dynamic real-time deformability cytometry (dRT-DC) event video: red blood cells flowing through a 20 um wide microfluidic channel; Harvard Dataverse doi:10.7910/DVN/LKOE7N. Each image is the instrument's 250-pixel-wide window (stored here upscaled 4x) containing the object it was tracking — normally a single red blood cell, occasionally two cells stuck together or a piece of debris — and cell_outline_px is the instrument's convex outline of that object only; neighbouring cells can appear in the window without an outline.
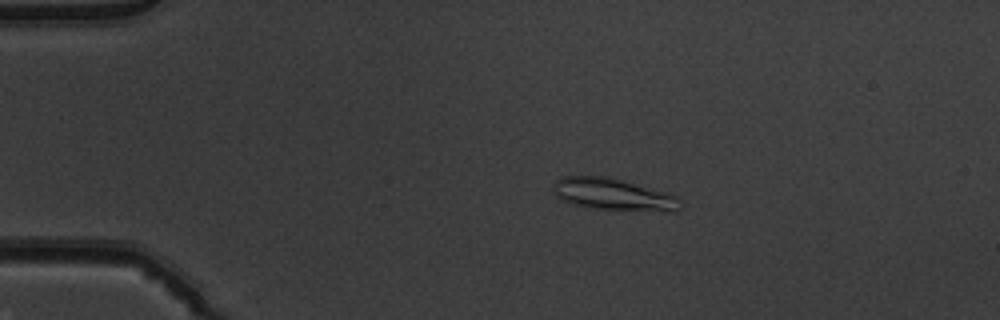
{"species": "common noctule bat (a hibernating species)", "species_latin": "Nyctalus noctula", "temperature_condition": "warm", "stored_images_in_passage": 52, "camera_frame_rate_fps": 3000, "um_per_image_px": 0.085, "animal": {"sex": "male", "body_mass_g": 19.5, "forearm_length_mm": 54.6}, "frame": {"image": 1, "passage_image": 11, "time_ms": 3.333, "image_size_px": [1000, 320], "cell_outline_px": [[684, 204], [676, 212], [668, 212], [584, 208], [568, 204], [560, 200], [556, 196], [552, 188], [556, 180], [564, 176], [608, 176], [668, 192], [676, 196]], "centroid_in_image_um": [52.15, 16.55], "position_along_channel_um": 32.9, "area_um2": 24.39}}
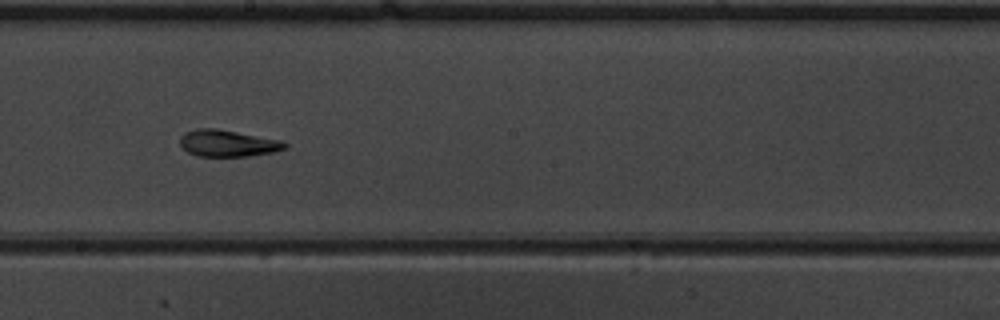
{"frame": {"image": 2, "passage_image": 30, "time_ms": 9.667, "image_size_px": [1000, 320], "cell_outline_px": [[288, 148], [272, 152], [248, 156], [196, 156], [188, 152], [180, 144], [180, 136], [184, 132], [196, 128], [216, 128], [284, 140], [288, 144]], "centroid_in_image_um": [19.38, 12.17], "position_along_channel_um": 228.8, "area_um2": 16.53}}
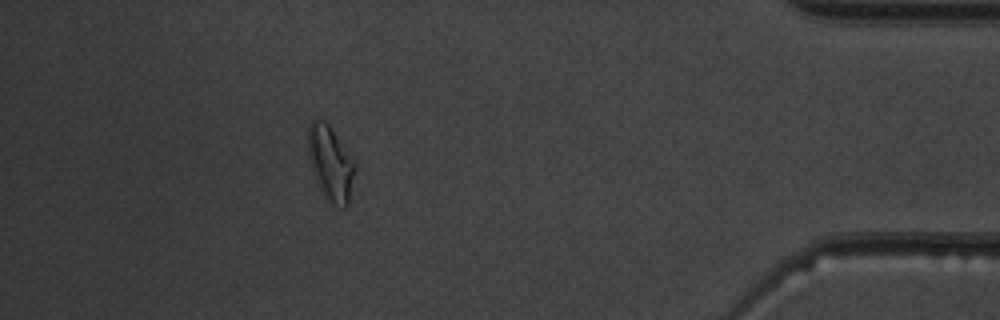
{"frame": {"image": 3, "passage_image": 47, "time_ms": 15.333, "image_size_px": [1000, 320], "cell_outline_px": [[356, 172], [348, 204], [344, 208], [336, 204], [324, 196], [316, 180], [308, 156], [308, 124], [312, 116], [316, 116], [324, 120], [328, 124], [356, 160]], "centroid_in_image_um": [28.11, 13.79], "position_along_channel_um": 407.1, "area_um2": 20.75}, "authors_computed_cell_mechanics": {"area_um2": 17.5712, "velocity_mm_per_s": 3.9411, "shape_relaxation_time_tau1_ms": 8.01, "shape_relaxation_time_tau2_ms": 2.8526, "deformation_change_tau1": 0.2399, "deformation_change_tau2": 0.097}}